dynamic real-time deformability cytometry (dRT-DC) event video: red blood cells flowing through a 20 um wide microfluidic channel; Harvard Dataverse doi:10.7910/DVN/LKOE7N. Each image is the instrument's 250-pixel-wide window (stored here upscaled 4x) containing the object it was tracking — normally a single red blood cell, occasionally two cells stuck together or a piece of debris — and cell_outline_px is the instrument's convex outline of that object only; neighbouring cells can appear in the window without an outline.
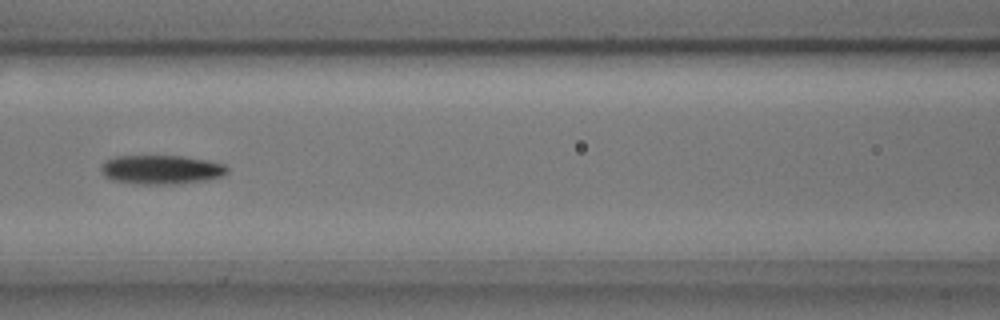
{"species": "common noctule bat (a hibernating species)", "species_latin": "Nyctalus noctula", "temperature_condition": "cold", "stored_images_in_passage": 7, "camera_frame_rate_fps": 3000, "um_per_image_px": 0.085, "animal": {"sex": "male", "body_mass_g": 17.9, "forearm_length_mm": 54.2}, "frame": {"image": 1, "passage_image": 5, "time_ms": 1.333, "image_size_px": [1000, 320], "cell_outline_px": [[228, 172], [224, 176], [208, 180], [176, 184], [140, 184], [112, 180], [104, 176], [100, 168], [104, 160], [116, 156], [184, 156], [208, 160], [224, 164], [228, 168]], "centroid_in_image_um": [13.73, 14.42], "position_along_channel_um": 152.9, "area_um2": 21.62}}
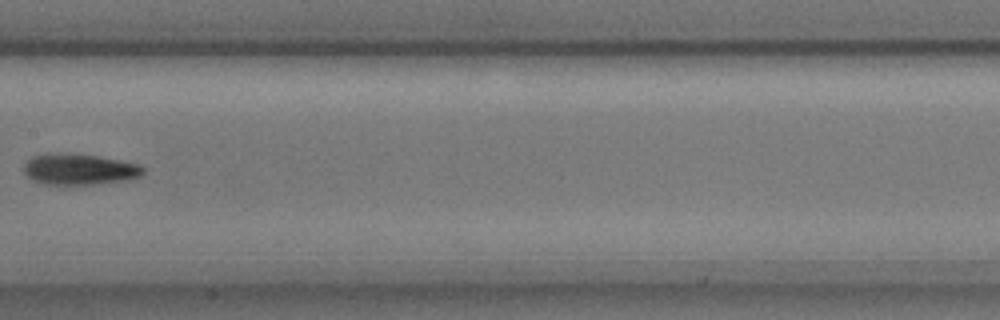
{"frame": {"image": 2, "passage_image": 6, "time_ms": 1.667, "image_size_px": [1000, 320], "cell_outline_px": [[144, 172], [140, 176], [128, 180], [92, 184], [44, 184], [32, 180], [24, 172], [24, 164], [32, 156], [48, 152], [64, 152], [100, 156], [140, 164], [144, 168]], "centroid_in_image_um": [6.73, 14.36], "position_along_channel_um": 200.7, "area_um2": 21.85}}
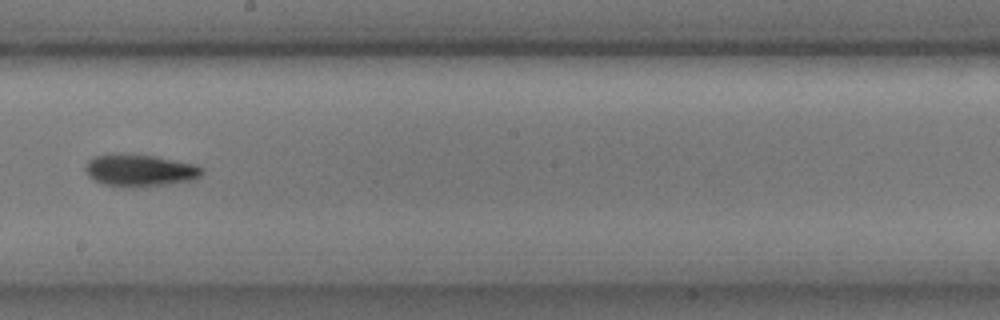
{"frame": {"image": 3, "passage_image": 7, "time_ms": 2.0, "image_size_px": [1000, 320], "cell_outline_px": [[204, 172], [196, 180], [168, 184], [132, 188], [124, 188], [104, 184], [88, 176], [84, 168], [88, 160], [92, 156], [112, 152], [156, 156], [196, 164], [204, 168]], "centroid_in_image_um": [11.89, 14.47], "position_along_channel_um": 236.3, "area_um2": 22.54}}